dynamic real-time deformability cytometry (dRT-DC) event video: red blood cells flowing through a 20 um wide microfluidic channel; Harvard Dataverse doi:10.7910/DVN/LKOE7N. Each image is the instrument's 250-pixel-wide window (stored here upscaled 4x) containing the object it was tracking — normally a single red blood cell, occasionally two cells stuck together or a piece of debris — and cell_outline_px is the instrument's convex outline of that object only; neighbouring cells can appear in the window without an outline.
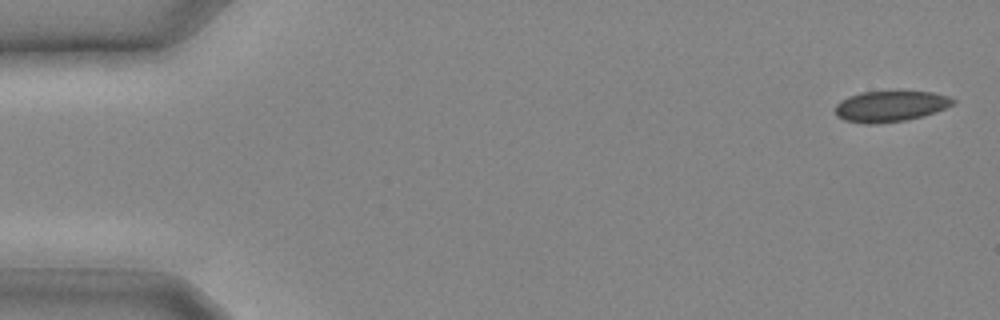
{"species": "common noctule bat (a hibernating species)", "species_latin": "Nyctalus noctula", "temperature_condition": "cold", "stored_images_in_passage": 13, "camera_frame_rate_fps": 3000, "um_per_image_px": 0.085, "animal": {"sex": "male", "body_mass_g": 20.4}, "frame": {"image": 1, "passage_image": 1, "time_ms": 0.0, "image_size_px": [1000, 320], "cell_outline_px": [[956, 104], [936, 112], [924, 116], [904, 120], [876, 124], [864, 124], [844, 120], [836, 116], [836, 104], [840, 100], [848, 96], [860, 92], [932, 92], [948, 96], [956, 100]], "centroid_in_image_um": [75.69, 9.04], "position_along_channel_um": 9.3, "area_um2": 21.27}}
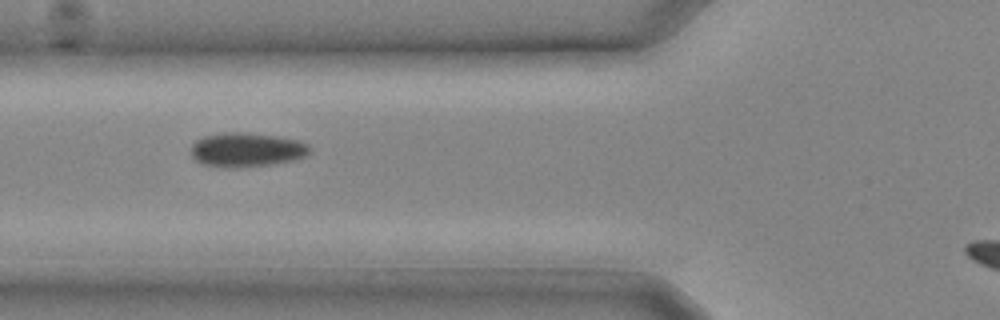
{"frame": {"image": 2, "passage_image": 10, "time_ms": 3.0, "image_size_px": [1000, 320], "cell_outline_px": [[312, 152], [308, 156], [292, 160], [272, 164], [244, 168], [224, 168], [204, 164], [196, 160], [192, 156], [192, 144], [196, 140], [204, 136], [232, 132], [236, 132], [272, 136], [300, 140], [308, 144], [312, 148]], "centroid_in_image_um": [21.01, 12.76], "position_along_channel_um": 104.8, "area_um2": 23.7}}
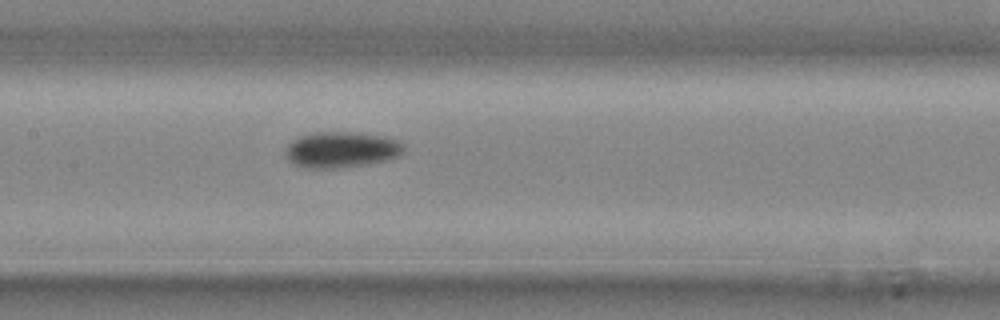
{"frame": {"image": 3, "passage_image": 13, "time_ms": 4.0, "image_size_px": [1000, 320], "cell_outline_px": [[404, 152], [400, 156], [388, 160], [364, 164], [336, 168], [308, 168], [296, 164], [288, 160], [288, 144], [292, 140], [300, 136], [312, 132], [356, 132], [388, 136], [400, 140], [404, 144]], "centroid_in_image_um": [29.11, 12.7], "position_along_channel_um": 178.3, "area_um2": 24.85}}